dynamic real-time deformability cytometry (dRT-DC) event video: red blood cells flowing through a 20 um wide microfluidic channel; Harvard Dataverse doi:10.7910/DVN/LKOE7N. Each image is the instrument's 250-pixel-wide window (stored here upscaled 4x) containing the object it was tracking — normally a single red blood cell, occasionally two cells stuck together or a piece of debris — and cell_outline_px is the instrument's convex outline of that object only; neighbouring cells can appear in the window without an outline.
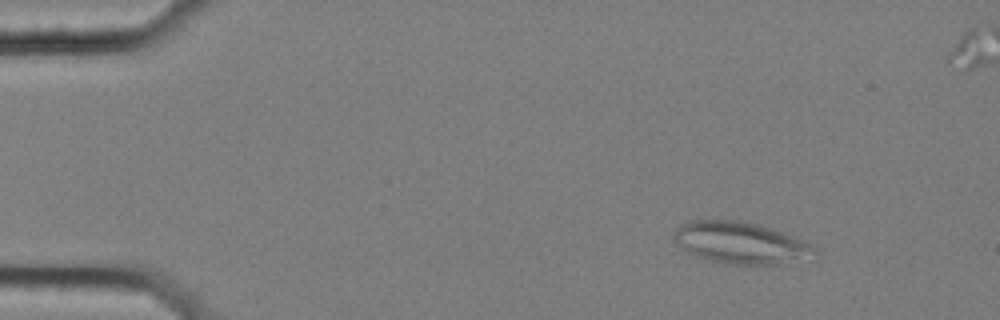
{"species": "common noctule bat (a hibernating species)", "species_latin": "Nyctalus noctula", "temperature_condition": "cold", "stored_images_in_passage": 5, "camera_frame_rate_fps": 3000, "um_per_image_px": 0.085, "animal": {"sex": "female", "body_mass_g": 25.1}, "frame": {"image": 1, "passage_image": 1, "time_ms": 0.0, "image_size_px": [1000, 320], "cell_outline_px": [[820, 252], [780, 264], [724, 264], [696, 256], [688, 252], [672, 240], [672, 232], [680, 224], [688, 220], [740, 220], [760, 224], [808, 240]], "centroid_in_image_um": [62.92, 20.61], "position_along_channel_um": 22.1, "area_um2": 34.56}}